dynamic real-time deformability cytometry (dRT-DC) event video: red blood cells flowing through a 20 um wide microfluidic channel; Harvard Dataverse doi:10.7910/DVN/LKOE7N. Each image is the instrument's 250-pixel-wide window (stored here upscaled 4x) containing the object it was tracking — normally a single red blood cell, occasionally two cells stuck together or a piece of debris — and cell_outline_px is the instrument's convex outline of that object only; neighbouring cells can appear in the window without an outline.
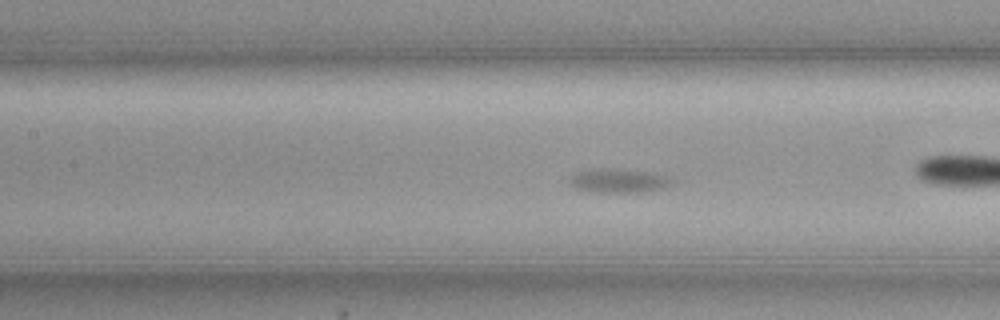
{"species": "common noctule bat (a hibernating species)", "species_latin": "Nyctalus noctula", "temperature_condition": "cold", "stored_images_in_passage": 58, "camera_frame_rate_fps": 3000, "um_per_image_px": 0.085, "animal": {"sex": "female", "body_mass_g": 19.3, "forearm_length_mm": 54.1}, "frame": {"image": 1, "passage_image": 25, "time_ms": 8.0, "image_size_px": [1000, 320], "cell_outline_px": [[676, 180], [660, 188], [640, 192], [600, 192], [576, 188], [572, 184], [572, 176], [576, 172], [596, 168], [612, 168], [644, 172], [668, 176]], "centroid_in_image_um": [52.58, 15.35], "position_along_channel_um": 154.8, "area_um2": 13.76}}